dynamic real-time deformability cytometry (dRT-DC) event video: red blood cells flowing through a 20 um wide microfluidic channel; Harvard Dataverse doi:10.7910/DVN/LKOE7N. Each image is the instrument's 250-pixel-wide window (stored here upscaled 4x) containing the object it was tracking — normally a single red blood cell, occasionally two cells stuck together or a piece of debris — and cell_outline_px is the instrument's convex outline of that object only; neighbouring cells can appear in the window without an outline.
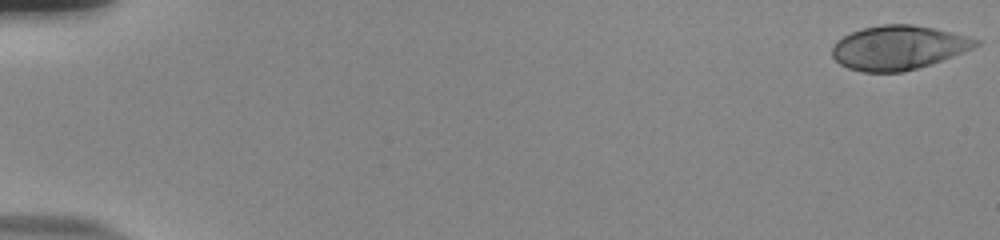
{"species": "human", "species_latin": "Homo sapiens", "temperature_condition": "room temperature", "stored_images_in_passage": 54, "camera_frame_rate_fps": 3000, "um_per_image_px": 0.085, "donor": {"sex": "male"}, "frame": {"image": 1, "passage_image": 1, "time_ms": 0.0, "image_size_px": [1000, 240], "cell_outline_px": [[984, 40], [980, 44], [964, 52], [932, 64], [904, 72], [860, 72], [848, 68], [840, 64], [832, 56], [832, 48], [836, 40], [852, 32], [864, 28], [880, 24], [912, 24], [932, 28], [968, 36]], "centroid_in_image_um": [76.38, 4.05], "position_along_channel_um": 8.6, "area_um2": 37.11}}
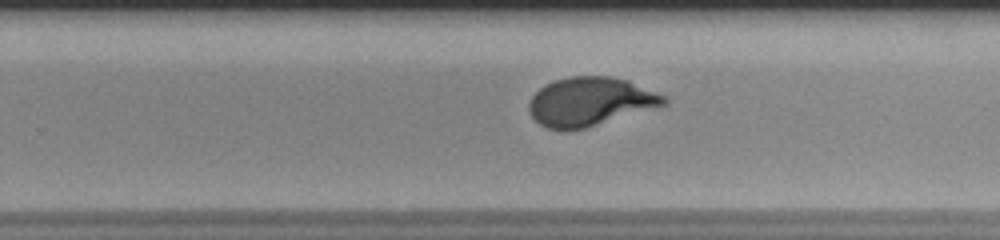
{"frame": {"image": 2, "passage_image": 36, "time_ms": 11.667, "image_size_px": [1000, 240], "cell_outline_px": [[668, 104], [584, 128], [548, 128], [540, 124], [528, 112], [528, 104], [532, 96], [544, 84], [556, 80], [572, 76], [608, 76], [628, 80], [664, 96], [668, 100]], "centroid_in_image_um": [50.15, 8.61], "position_along_channel_um": 279.6, "area_um2": 37.63}}
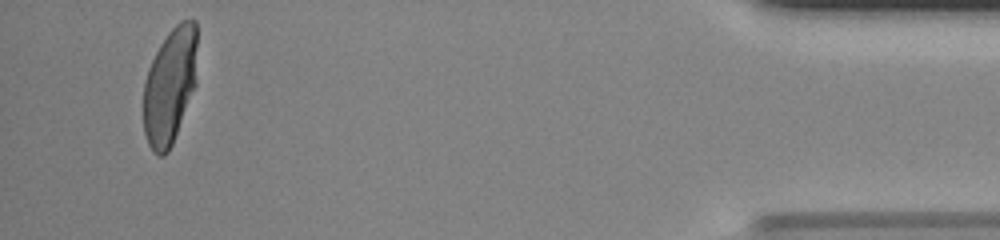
{"frame": {"image": 3, "passage_image": 52, "time_ms": 17.0, "image_size_px": [1000, 240], "cell_outline_px": [[196, 84], [172, 144], [168, 152], [164, 156], [160, 156], [152, 152], [148, 144], [144, 132], [144, 84], [148, 68], [160, 44], [168, 32], [180, 20], [196, 20]], "centroid_in_image_um": [14.43, 7.3], "position_along_channel_um": 420.8, "area_um2": 36.36}, "authors_computed_cell_mechanics": {"area_um2": 37.8012, "velocity_mm_per_s": 3.861, "shape_relaxation_time_tau1_ms": 6.4959, "shape_relaxation_time_tau2_ms": null, "deformation_change_tau1": 0.2736, "deformation_change_tau2": null}}